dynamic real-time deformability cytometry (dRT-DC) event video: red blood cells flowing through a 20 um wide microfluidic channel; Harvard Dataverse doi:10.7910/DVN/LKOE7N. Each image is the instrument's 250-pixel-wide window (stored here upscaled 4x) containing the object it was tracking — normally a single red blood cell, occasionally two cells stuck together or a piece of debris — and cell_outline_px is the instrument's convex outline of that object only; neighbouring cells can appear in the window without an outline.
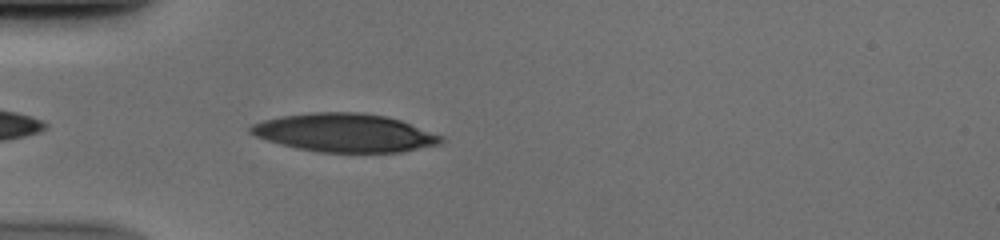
{"species": "human", "species_latin": "Homo sapiens", "temperature_condition": "cold", "stored_images_in_passage": 38, "camera_frame_rate_fps": 3000, "um_per_image_px": 0.085, "donor": {"sex": "male"}, "frame": {"image": 1, "passage_image": 2, "time_ms": 0.333, "image_size_px": [1000, 240], "cell_outline_px": [[444, 140], [440, 144], [400, 152], [320, 152], [296, 148], [280, 144], [256, 136], [248, 132], [248, 128], [252, 124], [264, 120], [280, 116], [312, 112], [360, 112], [384, 116], [400, 120], [444, 136]], "centroid_in_image_um": [29.29, 11.28], "position_along_channel_um": 55.7, "area_um2": 42.48}}
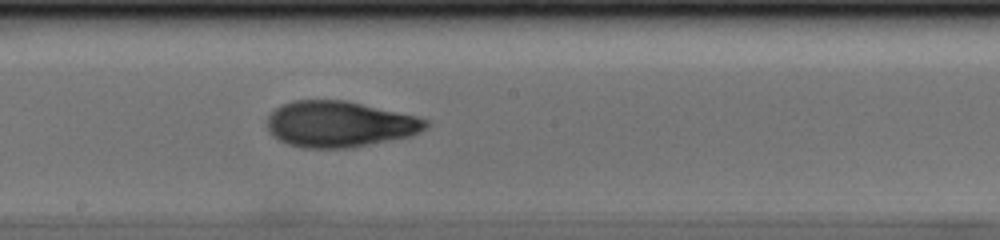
{"frame": {"image": 2, "passage_image": 15, "time_ms": 4.667, "image_size_px": [1000, 240], "cell_outline_px": [[432, 124], [428, 128], [412, 136], [348, 148], [304, 148], [288, 144], [272, 136], [268, 128], [268, 116], [280, 104], [292, 100], [348, 100], [416, 116], [432, 120]], "centroid_in_image_um": [28.91, 10.54], "position_along_channel_um": 219.3, "area_um2": 42.95}}
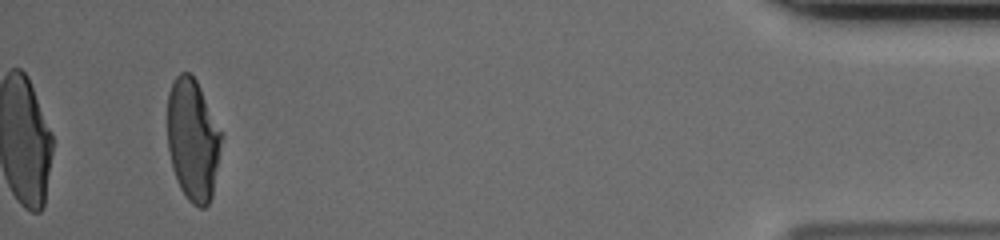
{"frame": {"image": 3, "passage_image": 35, "time_ms": 11.333, "image_size_px": [1000, 240], "cell_outline_px": [[224, 136], [212, 196], [208, 204], [204, 208], [200, 208], [192, 204], [184, 196], [180, 188], [172, 168], [168, 148], [168, 92], [176, 76], [180, 72], [188, 72], [196, 80]], "centroid_in_image_um": [16.41, 11.91], "position_along_channel_um": 418.8, "area_um2": 38.61}}